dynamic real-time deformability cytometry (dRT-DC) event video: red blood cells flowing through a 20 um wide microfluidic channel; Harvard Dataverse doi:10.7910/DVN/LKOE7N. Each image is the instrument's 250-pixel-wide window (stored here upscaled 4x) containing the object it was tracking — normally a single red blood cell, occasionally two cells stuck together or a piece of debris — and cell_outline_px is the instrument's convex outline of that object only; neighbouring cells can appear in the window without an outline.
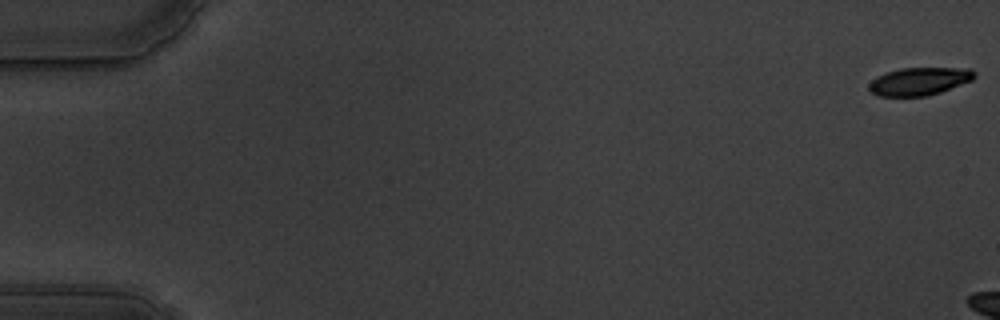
{"species": "common noctule bat (a hibernating species)", "species_latin": "Nyctalus noctula", "temperature_condition": "warm", "stored_images_in_passage": 7, "camera_frame_rate_fps": 3000, "um_per_image_px": 0.085, "animal": {"sex": "male", "body_mass_g": 19.5, "forearm_length_mm": 54.6}, "frame": {"image": 1, "passage_image": 1, "time_ms": 0.0, "image_size_px": [1000, 320], "cell_outline_px": [[976, 76], [972, 80], [940, 92], [924, 96], [880, 96], [868, 92], [868, 84], [876, 76], [884, 72], [900, 68], [972, 68], [976, 72]], "centroid_in_image_um": [78.11, 6.9], "position_along_channel_um": 6.9, "area_um2": 17.28}}